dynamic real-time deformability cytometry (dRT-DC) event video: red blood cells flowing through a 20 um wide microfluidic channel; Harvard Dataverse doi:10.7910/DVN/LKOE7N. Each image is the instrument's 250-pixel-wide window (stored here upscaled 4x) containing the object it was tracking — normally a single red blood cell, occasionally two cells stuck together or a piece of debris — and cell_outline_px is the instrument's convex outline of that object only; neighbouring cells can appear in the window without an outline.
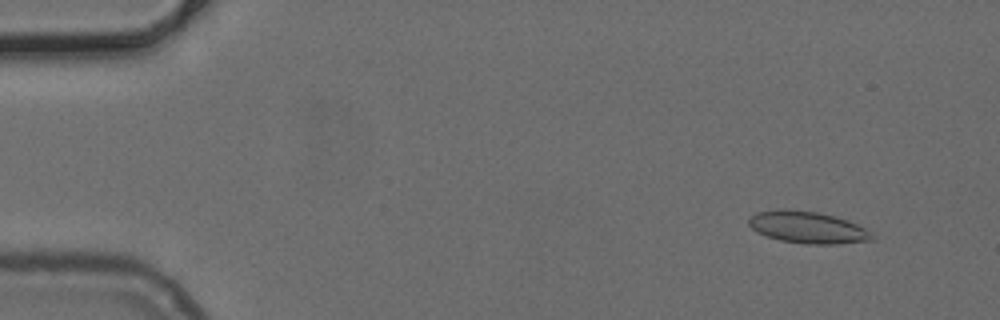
{"species": "common noctule bat (a hibernating species)", "species_latin": "Nyctalus noctula", "temperature_condition": "cold", "stored_images_in_passage": 52, "camera_frame_rate_fps": 3000, "um_per_image_px": 0.085, "animal": {"sex": "female", "body_mass_g": 24.6, "forearm_length_mm": 56.2}, "frame": {"image": 1, "passage_image": 5, "time_ms": 1.333, "image_size_px": [1000, 320], "cell_outline_px": [[876, 236], [872, 240], [836, 244], [804, 244], [780, 240], [756, 232], [748, 224], [748, 220], [756, 212], [784, 208], [788, 208], [816, 212], [836, 216], [848, 220], [872, 232]], "centroid_in_image_um": [68.66, 19.32], "position_along_channel_um": 16.3, "area_um2": 23.06}}
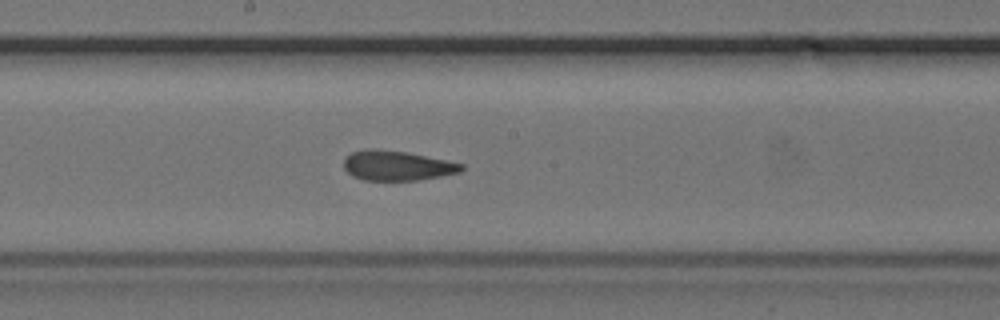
{"frame": {"image": 2, "passage_image": 28, "time_ms": 9.0, "image_size_px": [1000, 320], "cell_outline_px": [[464, 168], [460, 172], [420, 180], [364, 180], [352, 176], [344, 168], [344, 160], [352, 152], [368, 148], [376, 148], [404, 152], [448, 160], [464, 164]], "centroid_in_image_um": [33.75, 14.07], "position_along_channel_um": 214.4, "area_um2": 20.4}}
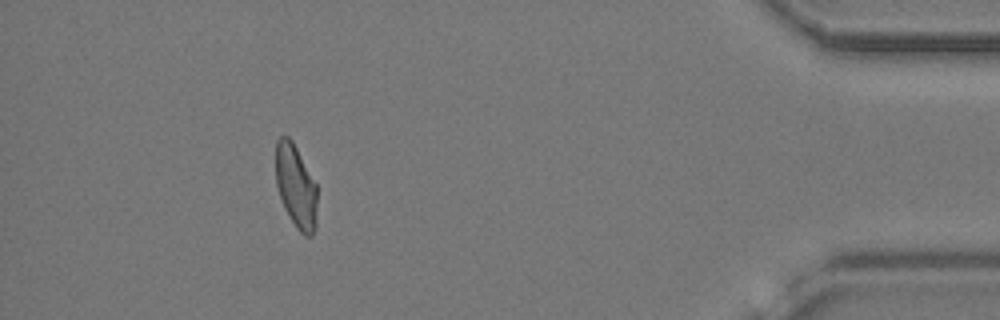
{"frame": {"image": 3, "passage_image": 47, "time_ms": 15.333, "image_size_px": [1000, 320], "cell_outline_px": [[316, 228], [312, 236], [304, 236], [296, 228], [284, 208], [276, 184], [276, 140], [280, 136], [288, 136], [292, 140], [316, 184]], "centroid_in_image_um": [25.14, 15.86], "position_along_channel_um": 410.1, "area_um2": 20.06}}